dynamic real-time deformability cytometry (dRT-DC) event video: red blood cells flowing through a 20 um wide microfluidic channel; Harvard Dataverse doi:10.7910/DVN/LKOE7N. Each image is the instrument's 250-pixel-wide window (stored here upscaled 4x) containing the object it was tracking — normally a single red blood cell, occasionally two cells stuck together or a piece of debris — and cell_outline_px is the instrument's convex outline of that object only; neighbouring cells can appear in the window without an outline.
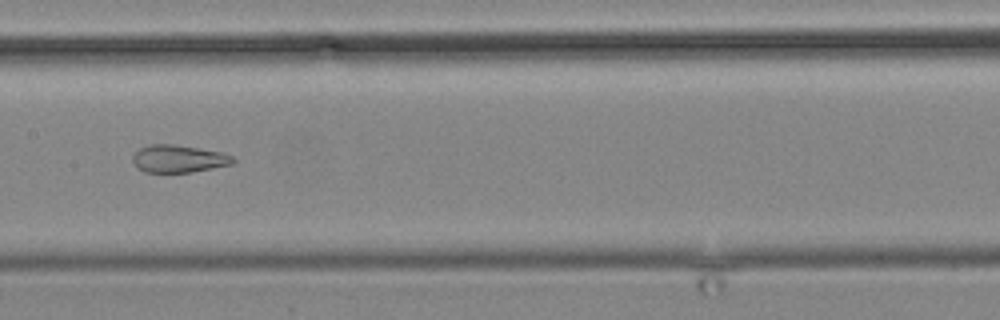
{"species": "common noctule bat (a hibernating species)", "species_latin": "Nyctalus noctula", "temperature_condition": "cold", "stored_images_in_passage": 8, "camera_frame_rate_fps": 3000, "um_per_image_px": 0.085, "animal": {"sex": "male", "body_mass_g": 19.2, "forearm_length_mm": 51.8}, "frame": {"image": 1, "passage_image": 6, "time_ms": 6.0, "image_size_px": [1000, 320], "cell_outline_px": [[236, 160], [232, 164], [188, 172], [144, 172], [136, 168], [132, 160], [132, 156], [140, 148], [152, 144], [172, 144], [220, 152], [232, 156]], "centroid_in_image_um": [15.13, 13.5], "position_along_channel_um": 192.3, "area_um2": 15.84}}
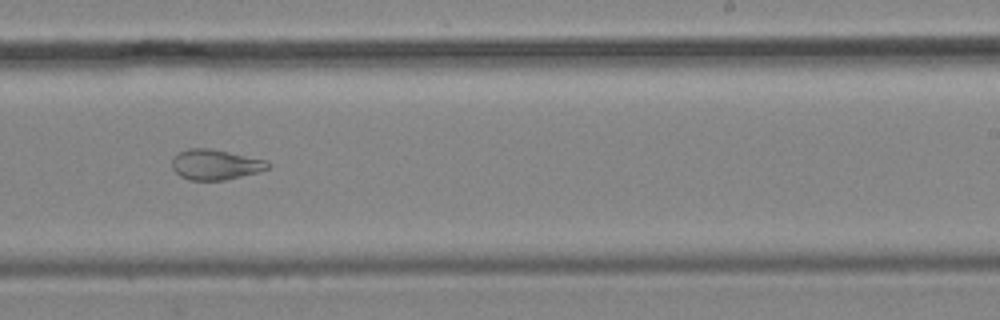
{"frame": {"image": 2, "passage_image": 8, "time_ms": 8.333, "image_size_px": [1000, 320], "cell_outline_px": [[272, 164], [268, 168], [256, 172], [224, 180], [188, 180], [180, 176], [172, 168], [172, 160], [180, 152], [188, 148], [208, 148], [268, 160]], "centroid_in_image_um": [18.31, 13.99], "position_along_channel_um": 270.7, "area_um2": 16.76}}